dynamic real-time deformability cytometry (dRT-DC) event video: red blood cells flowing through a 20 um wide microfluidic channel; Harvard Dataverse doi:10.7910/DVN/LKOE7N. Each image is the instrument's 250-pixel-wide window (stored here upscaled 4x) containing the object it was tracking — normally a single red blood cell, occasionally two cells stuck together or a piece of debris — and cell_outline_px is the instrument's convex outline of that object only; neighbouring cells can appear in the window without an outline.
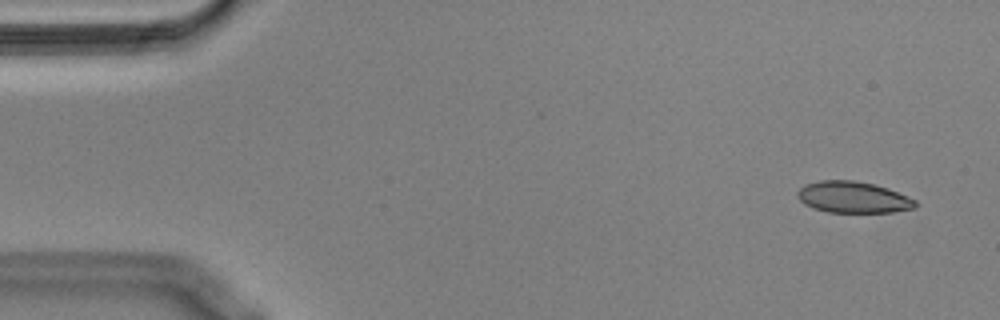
{"species": "Egyptian fruit bat (a non-hibernating species)", "species_latin": "Rousettus aegyptiacus", "temperature_condition": "cold", "stored_images_in_passage": 55, "camera_frame_rate_fps": 3000, "um_per_image_px": 0.085, "animal": {"sex": "male"}, "frame": {"image": 1, "passage_image": 3, "time_ms": 0.667, "image_size_px": [1000, 320], "cell_outline_px": [[920, 204], [916, 208], [892, 212], [828, 212], [812, 208], [804, 204], [796, 196], [796, 192], [804, 184], [820, 180], [852, 180], [872, 184], [888, 188], [908, 196], [916, 200]], "centroid_in_image_um": [72.52, 16.77], "position_along_channel_um": 12.5, "area_um2": 21.79}}
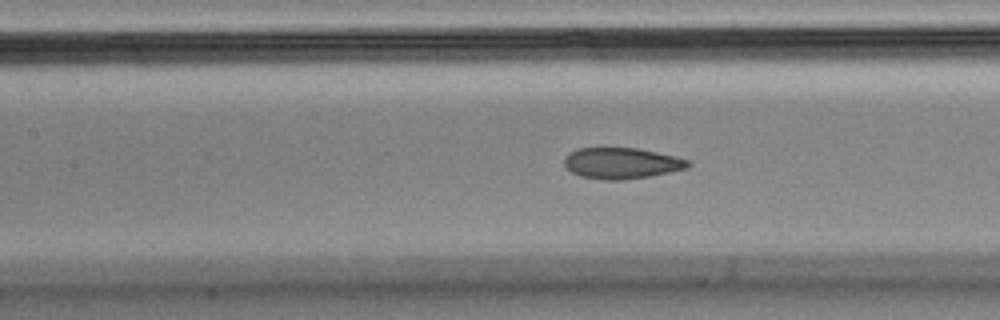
{"frame": {"image": 2, "passage_image": 24, "time_ms": 7.667, "image_size_px": [1000, 320], "cell_outline_px": [[692, 164], [688, 168], [648, 176], [620, 180], [608, 180], [580, 176], [572, 172], [564, 164], [564, 160], [568, 152], [576, 148], [636, 148], [676, 156], [688, 160]], "centroid_in_image_um": [52.83, 13.86], "position_along_channel_um": 154.6, "area_um2": 22.25}}
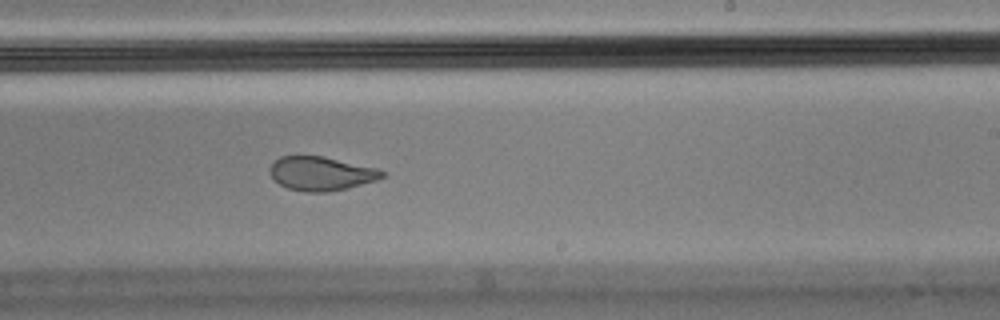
{"frame": {"image": 3, "passage_image": 33, "time_ms": 10.667, "image_size_px": [1000, 320], "cell_outline_px": [[384, 176], [376, 180], [328, 192], [304, 192], [288, 188], [280, 184], [272, 176], [268, 168], [280, 156], [324, 156], [376, 168], [384, 172]], "centroid_in_image_um": [27.27, 14.74], "position_along_channel_um": 261.7, "area_um2": 21.85}, "authors_computed_cell_mechanics": {"area_um2": 23.12, "velocity_mm_per_s": 3.5871, "shape_relaxation_time_tau1_ms": null, "shape_relaxation_time_tau2_ms": 1.4589, "deformation_change_tau1": null, "deformation_change_tau2": 0.0745}}